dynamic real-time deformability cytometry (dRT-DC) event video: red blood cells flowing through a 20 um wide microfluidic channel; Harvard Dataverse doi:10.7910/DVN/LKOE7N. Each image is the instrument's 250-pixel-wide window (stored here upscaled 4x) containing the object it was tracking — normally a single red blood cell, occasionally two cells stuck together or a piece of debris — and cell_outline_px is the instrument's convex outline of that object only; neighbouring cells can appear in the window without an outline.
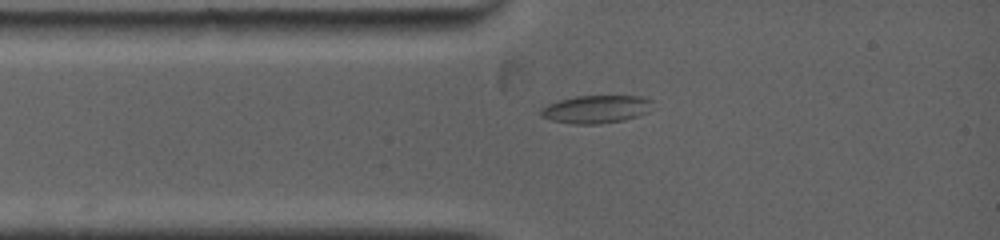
{"species": "common noctule bat (a hibernating species)", "species_latin": "Nyctalus noctula", "temperature_condition": "warm", "stored_images_in_passage": 7, "camera_frame_rate_fps": 5000, "um_per_image_px": 0.085, "animal": {"sex": "female", "body_mass_g": 19.0, "forearm_length_mm": 53.3}, "frame": {"image": 1, "passage_image": 1, "time_ms": 0.0, "image_size_px": [1000, 240], "cell_outline_px": [[652, 100], [648, 112], [624, 120], [600, 124], [572, 124], [552, 120], [540, 116], [540, 108], [548, 104], [560, 100], [576, 96], [640, 96]], "centroid_in_image_um": [50.63, 9.29], "position_along_channel_um": 34.4, "area_um2": 18.09}}
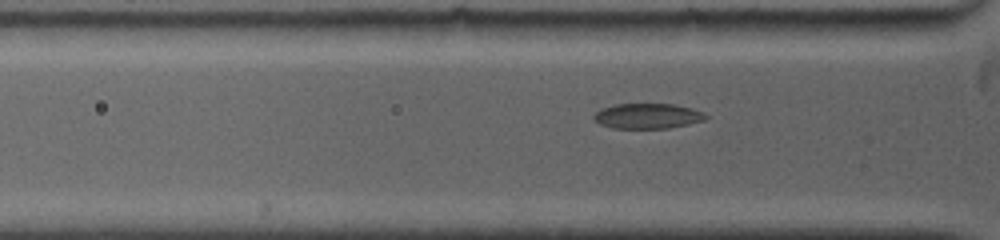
{"frame": {"image": 2, "passage_image": 7, "time_ms": 1.0, "image_size_px": [1000, 240], "cell_outline_px": [[708, 116], [704, 120], [688, 124], [668, 128], [612, 128], [600, 124], [592, 120], [592, 116], [600, 108], [616, 104], [672, 104], [692, 108], [704, 112]], "centroid_in_image_um": [55.01, 9.86], "position_along_channel_um": 70.8, "area_um2": 16.53}}